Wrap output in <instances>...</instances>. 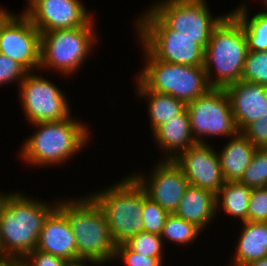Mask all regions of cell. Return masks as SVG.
<instances>
[{
  "label": "cell",
  "instance_id": "11",
  "mask_svg": "<svg viewBox=\"0 0 267 266\" xmlns=\"http://www.w3.org/2000/svg\"><path fill=\"white\" fill-rule=\"evenodd\" d=\"M0 53L28 72L40 68L41 33L24 13L14 15L0 7Z\"/></svg>",
  "mask_w": 267,
  "mask_h": 266
},
{
  "label": "cell",
  "instance_id": "24",
  "mask_svg": "<svg viewBox=\"0 0 267 266\" xmlns=\"http://www.w3.org/2000/svg\"><path fill=\"white\" fill-rule=\"evenodd\" d=\"M246 5L242 4L232 13L240 20L248 43V51L267 50V12L256 13L251 19L248 17Z\"/></svg>",
  "mask_w": 267,
  "mask_h": 266
},
{
  "label": "cell",
  "instance_id": "9",
  "mask_svg": "<svg viewBox=\"0 0 267 266\" xmlns=\"http://www.w3.org/2000/svg\"><path fill=\"white\" fill-rule=\"evenodd\" d=\"M162 1V2H161ZM149 8L174 35L197 39L204 50L213 29L226 16L213 18L205 0H161Z\"/></svg>",
  "mask_w": 267,
  "mask_h": 266
},
{
  "label": "cell",
  "instance_id": "29",
  "mask_svg": "<svg viewBox=\"0 0 267 266\" xmlns=\"http://www.w3.org/2000/svg\"><path fill=\"white\" fill-rule=\"evenodd\" d=\"M163 239L160 235L139 232L124 244L131 250L143 256L163 257Z\"/></svg>",
  "mask_w": 267,
  "mask_h": 266
},
{
  "label": "cell",
  "instance_id": "4",
  "mask_svg": "<svg viewBox=\"0 0 267 266\" xmlns=\"http://www.w3.org/2000/svg\"><path fill=\"white\" fill-rule=\"evenodd\" d=\"M37 131L26 139L21 156L31 165L50 166L67 161L88 142V128L71 117L61 121L34 123Z\"/></svg>",
  "mask_w": 267,
  "mask_h": 266
},
{
  "label": "cell",
  "instance_id": "16",
  "mask_svg": "<svg viewBox=\"0 0 267 266\" xmlns=\"http://www.w3.org/2000/svg\"><path fill=\"white\" fill-rule=\"evenodd\" d=\"M239 132L267 115V87L239 80L224 88Z\"/></svg>",
  "mask_w": 267,
  "mask_h": 266
},
{
  "label": "cell",
  "instance_id": "17",
  "mask_svg": "<svg viewBox=\"0 0 267 266\" xmlns=\"http://www.w3.org/2000/svg\"><path fill=\"white\" fill-rule=\"evenodd\" d=\"M35 249L66 261L77 259L74 233L66 216L57 207L45 219Z\"/></svg>",
  "mask_w": 267,
  "mask_h": 266
},
{
  "label": "cell",
  "instance_id": "31",
  "mask_svg": "<svg viewBox=\"0 0 267 266\" xmlns=\"http://www.w3.org/2000/svg\"><path fill=\"white\" fill-rule=\"evenodd\" d=\"M115 258H121L127 266H162L163 257L143 256L131 251L124 243L117 244Z\"/></svg>",
  "mask_w": 267,
  "mask_h": 266
},
{
  "label": "cell",
  "instance_id": "22",
  "mask_svg": "<svg viewBox=\"0 0 267 266\" xmlns=\"http://www.w3.org/2000/svg\"><path fill=\"white\" fill-rule=\"evenodd\" d=\"M137 81V93H139L140 97L146 96L145 98L148 100L152 133L186 108V104L183 101L165 93L151 91L139 79Z\"/></svg>",
  "mask_w": 267,
  "mask_h": 266
},
{
  "label": "cell",
  "instance_id": "1",
  "mask_svg": "<svg viewBox=\"0 0 267 266\" xmlns=\"http://www.w3.org/2000/svg\"><path fill=\"white\" fill-rule=\"evenodd\" d=\"M56 207L21 193H0V257L22 260L33 251L45 219Z\"/></svg>",
  "mask_w": 267,
  "mask_h": 266
},
{
  "label": "cell",
  "instance_id": "28",
  "mask_svg": "<svg viewBox=\"0 0 267 266\" xmlns=\"http://www.w3.org/2000/svg\"><path fill=\"white\" fill-rule=\"evenodd\" d=\"M142 212L144 232L160 235L169 213L165 211L156 201L148 197L144 188Z\"/></svg>",
  "mask_w": 267,
  "mask_h": 266
},
{
  "label": "cell",
  "instance_id": "36",
  "mask_svg": "<svg viewBox=\"0 0 267 266\" xmlns=\"http://www.w3.org/2000/svg\"><path fill=\"white\" fill-rule=\"evenodd\" d=\"M87 261L88 262H91V264L92 263H95L96 265H99V263H97L95 261H92V260H88V259H75V260L67 261L64 266H87V265L84 264V263H87Z\"/></svg>",
  "mask_w": 267,
  "mask_h": 266
},
{
  "label": "cell",
  "instance_id": "3",
  "mask_svg": "<svg viewBox=\"0 0 267 266\" xmlns=\"http://www.w3.org/2000/svg\"><path fill=\"white\" fill-rule=\"evenodd\" d=\"M57 208L66 216L74 233L77 259L92 260L101 265L114 259L116 244L107 220L90 196L78 200H60Z\"/></svg>",
  "mask_w": 267,
  "mask_h": 266
},
{
  "label": "cell",
  "instance_id": "15",
  "mask_svg": "<svg viewBox=\"0 0 267 266\" xmlns=\"http://www.w3.org/2000/svg\"><path fill=\"white\" fill-rule=\"evenodd\" d=\"M150 175L147 182L143 176L134 174L133 177L144 188L148 197L169 214L174 213L189 186L186 176L173 160L165 159L159 161Z\"/></svg>",
  "mask_w": 267,
  "mask_h": 266
},
{
  "label": "cell",
  "instance_id": "13",
  "mask_svg": "<svg viewBox=\"0 0 267 266\" xmlns=\"http://www.w3.org/2000/svg\"><path fill=\"white\" fill-rule=\"evenodd\" d=\"M209 144L199 143L180 152L173 162L182 170L189 185L216 194L226 182L220 167L218 152Z\"/></svg>",
  "mask_w": 267,
  "mask_h": 266
},
{
  "label": "cell",
  "instance_id": "14",
  "mask_svg": "<svg viewBox=\"0 0 267 266\" xmlns=\"http://www.w3.org/2000/svg\"><path fill=\"white\" fill-rule=\"evenodd\" d=\"M25 15L40 33L82 27L92 18L81 0H38Z\"/></svg>",
  "mask_w": 267,
  "mask_h": 266
},
{
  "label": "cell",
  "instance_id": "39",
  "mask_svg": "<svg viewBox=\"0 0 267 266\" xmlns=\"http://www.w3.org/2000/svg\"><path fill=\"white\" fill-rule=\"evenodd\" d=\"M264 2V5L267 7V0H262Z\"/></svg>",
  "mask_w": 267,
  "mask_h": 266
},
{
  "label": "cell",
  "instance_id": "35",
  "mask_svg": "<svg viewBox=\"0 0 267 266\" xmlns=\"http://www.w3.org/2000/svg\"><path fill=\"white\" fill-rule=\"evenodd\" d=\"M22 261L15 257H0V266H19Z\"/></svg>",
  "mask_w": 267,
  "mask_h": 266
},
{
  "label": "cell",
  "instance_id": "2",
  "mask_svg": "<svg viewBox=\"0 0 267 266\" xmlns=\"http://www.w3.org/2000/svg\"><path fill=\"white\" fill-rule=\"evenodd\" d=\"M248 52L242 23L232 12L226 14L213 29L204 52L203 67L210 87L224 89L241 80Z\"/></svg>",
  "mask_w": 267,
  "mask_h": 266
},
{
  "label": "cell",
  "instance_id": "33",
  "mask_svg": "<svg viewBox=\"0 0 267 266\" xmlns=\"http://www.w3.org/2000/svg\"><path fill=\"white\" fill-rule=\"evenodd\" d=\"M257 149H267V115L241 132Z\"/></svg>",
  "mask_w": 267,
  "mask_h": 266
},
{
  "label": "cell",
  "instance_id": "6",
  "mask_svg": "<svg viewBox=\"0 0 267 266\" xmlns=\"http://www.w3.org/2000/svg\"><path fill=\"white\" fill-rule=\"evenodd\" d=\"M143 50L148 63L137 79L149 90L171 95L187 104L211 88L203 66L164 62Z\"/></svg>",
  "mask_w": 267,
  "mask_h": 266
},
{
  "label": "cell",
  "instance_id": "20",
  "mask_svg": "<svg viewBox=\"0 0 267 266\" xmlns=\"http://www.w3.org/2000/svg\"><path fill=\"white\" fill-rule=\"evenodd\" d=\"M230 140L218 152L220 167L225 181H239L257 148L241 132Z\"/></svg>",
  "mask_w": 267,
  "mask_h": 266
},
{
  "label": "cell",
  "instance_id": "30",
  "mask_svg": "<svg viewBox=\"0 0 267 266\" xmlns=\"http://www.w3.org/2000/svg\"><path fill=\"white\" fill-rule=\"evenodd\" d=\"M248 221L267 222V187L251 190L248 206Z\"/></svg>",
  "mask_w": 267,
  "mask_h": 266
},
{
  "label": "cell",
  "instance_id": "5",
  "mask_svg": "<svg viewBox=\"0 0 267 266\" xmlns=\"http://www.w3.org/2000/svg\"><path fill=\"white\" fill-rule=\"evenodd\" d=\"M89 196L103 211L116 245L144 232L143 187L133 175Z\"/></svg>",
  "mask_w": 267,
  "mask_h": 266
},
{
  "label": "cell",
  "instance_id": "12",
  "mask_svg": "<svg viewBox=\"0 0 267 266\" xmlns=\"http://www.w3.org/2000/svg\"><path fill=\"white\" fill-rule=\"evenodd\" d=\"M18 86L22 107L30 123L61 121L72 117L64 93L50 80L29 72Z\"/></svg>",
  "mask_w": 267,
  "mask_h": 266
},
{
  "label": "cell",
  "instance_id": "32",
  "mask_svg": "<svg viewBox=\"0 0 267 266\" xmlns=\"http://www.w3.org/2000/svg\"><path fill=\"white\" fill-rule=\"evenodd\" d=\"M28 73L21 64L0 53V86L18 79L20 84Z\"/></svg>",
  "mask_w": 267,
  "mask_h": 266
},
{
  "label": "cell",
  "instance_id": "26",
  "mask_svg": "<svg viewBox=\"0 0 267 266\" xmlns=\"http://www.w3.org/2000/svg\"><path fill=\"white\" fill-rule=\"evenodd\" d=\"M251 189L267 187V149H257L239 180Z\"/></svg>",
  "mask_w": 267,
  "mask_h": 266
},
{
  "label": "cell",
  "instance_id": "34",
  "mask_svg": "<svg viewBox=\"0 0 267 266\" xmlns=\"http://www.w3.org/2000/svg\"><path fill=\"white\" fill-rule=\"evenodd\" d=\"M21 261L24 266H64L67 262L61 257L37 249L28 253Z\"/></svg>",
  "mask_w": 267,
  "mask_h": 266
},
{
  "label": "cell",
  "instance_id": "10",
  "mask_svg": "<svg viewBox=\"0 0 267 266\" xmlns=\"http://www.w3.org/2000/svg\"><path fill=\"white\" fill-rule=\"evenodd\" d=\"M194 140L207 143L204 136H235L237 130L229 98L222 88H210L186 104ZM203 136V137H202Z\"/></svg>",
  "mask_w": 267,
  "mask_h": 266
},
{
  "label": "cell",
  "instance_id": "23",
  "mask_svg": "<svg viewBox=\"0 0 267 266\" xmlns=\"http://www.w3.org/2000/svg\"><path fill=\"white\" fill-rule=\"evenodd\" d=\"M251 190L239 181H226L215 194L216 211L222 206L225 213L235 218L238 217L242 222L248 221Z\"/></svg>",
  "mask_w": 267,
  "mask_h": 266
},
{
  "label": "cell",
  "instance_id": "38",
  "mask_svg": "<svg viewBox=\"0 0 267 266\" xmlns=\"http://www.w3.org/2000/svg\"><path fill=\"white\" fill-rule=\"evenodd\" d=\"M38 0H29V7L23 13L25 14Z\"/></svg>",
  "mask_w": 267,
  "mask_h": 266
},
{
  "label": "cell",
  "instance_id": "21",
  "mask_svg": "<svg viewBox=\"0 0 267 266\" xmlns=\"http://www.w3.org/2000/svg\"><path fill=\"white\" fill-rule=\"evenodd\" d=\"M243 225L233 266H243L267 257V222L245 221Z\"/></svg>",
  "mask_w": 267,
  "mask_h": 266
},
{
  "label": "cell",
  "instance_id": "18",
  "mask_svg": "<svg viewBox=\"0 0 267 266\" xmlns=\"http://www.w3.org/2000/svg\"><path fill=\"white\" fill-rule=\"evenodd\" d=\"M173 214L203 230L216 215L215 194L189 185Z\"/></svg>",
  "mask_w": 267,
  "mask_h": 266
},
{
  "label": "cell",
  "instance_id": "19",
  "mask_svg": "<svg viewBox=\"0 0 267 266\" xmlns=\"http://www.w3.org/2000/svg\"><path fill=\"white\" fill-rule=\"evenodd\" d=\"M153 137L161 149L168 152L165 160H173L180 152L197 143L192 136L186 108L175 118L159 126L153 132Z\"/></svg>",
  "mask_w": 267,
  "mask_h": 266
},
{
  "label": "cell",
  "instance_id": "8",
  "mask_svg": "<svg viewBox=\"0 0 267 266\" xmlns=\"http://www.w3.org/2000/svg\"><path fill=\"white\" fill-rule=\"evenodd\" d=\"M137 20L138 39L153 57L174 64L204 65L205 50L197 39L174 35L150 9Z\"/></svg>",
  "mask_w": 267,
  "mask_h": 266
},
{
  "label": "cell",
  "instance_id": "25",
  "mask_svg": "<svg viewBox=\"0 0 267 266\" xmlns=\"http://www.w3.org/2000/svg\"><path fill=\"white\" fill-rule=\"evenodd\" d=\"M201 231L193 223L171 213L166 218L160 237L178 244H188L194 241Z\"/></svg>",
  "mask_w": 267,
  "mask_h": 266
},
{
  "label": "cell",
  "instance_id": "27",
  "mask_svg": "<svg viewBox=\"0 0 267 266\" xmlns=\"http://www.w3.org/2000/svg\"><path fill=\"white\" fill-rule=\"evenodd\" d=\"M241 80L267 87V50L247 53Z\"/></svg>",
  "mask_w": 267,
  "mask_h": 266
},
{
  "label": "cell",
  "instance_id": "7",
  "mask_svg": "<svg viewBox=\"0 0 267 266\" xmlns=\"http://www.w3.org/2000/svg\"><path fill=\"white\" fill-rule=\"evenodd\" d=\"M93 19L84 26L41 33L40 68L71 75L82 67L96 40Z\"/></svg>",
  "mask_w": 267,
  "mask_h": 266
},
{
  "label": "cell",
  "instance_id": "37",
  "mask_svg": "<svg viewBox=\"0 0 267 266\" xmlns=\"http://www.w3.org/2000/svg\"><path fill=\"white\" fill-rule=\"evenodd\" d=\"M243 266H267V257L261 258L256 261L249 262Z\"/></svg>",
  "mask_w": 267,
  "mask_h": 266
}]
</instances>
